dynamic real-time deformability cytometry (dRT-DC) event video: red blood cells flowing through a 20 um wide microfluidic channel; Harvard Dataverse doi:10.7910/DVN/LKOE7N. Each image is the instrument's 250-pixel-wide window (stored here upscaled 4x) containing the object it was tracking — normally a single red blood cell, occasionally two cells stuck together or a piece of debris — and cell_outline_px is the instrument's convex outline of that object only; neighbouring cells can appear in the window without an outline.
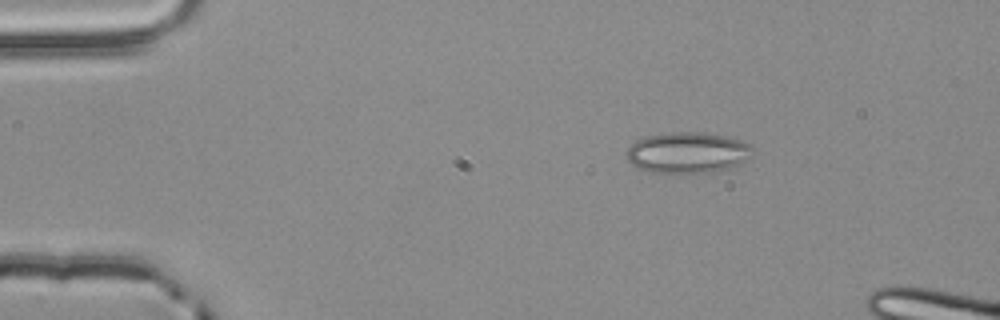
{"species": "common noctule bat (a hibernating species)", "species_latin": "Nyctalus noctula", "temperature_condition": "room temperature", "stored_images_in_passage": 3, "camera_frame_rate_fps": 3000, "um_per_image_px": 0.085, "animal": {"sex": "male", "body_mass_g": 20.4}, "frame": {"image": 1, "passage_image": 1, "time_ms": 0.0, "image_size_px": [1000, 320], "cell_outline_px": [[752, 148], [744, 160], [740, 164], [732, 168], [712, 172], [652, 172], [640, 168], [632, 164], [628, 160], [628, 148], [636, 140], [644, 136], [672, 132], [700, 132], [728, 136], [740, 140], [748, 144]], "centroid_in_image_um": [58.43, 12.96], "position_along_channel_um": 26.6, "area_um2": 29.71}}